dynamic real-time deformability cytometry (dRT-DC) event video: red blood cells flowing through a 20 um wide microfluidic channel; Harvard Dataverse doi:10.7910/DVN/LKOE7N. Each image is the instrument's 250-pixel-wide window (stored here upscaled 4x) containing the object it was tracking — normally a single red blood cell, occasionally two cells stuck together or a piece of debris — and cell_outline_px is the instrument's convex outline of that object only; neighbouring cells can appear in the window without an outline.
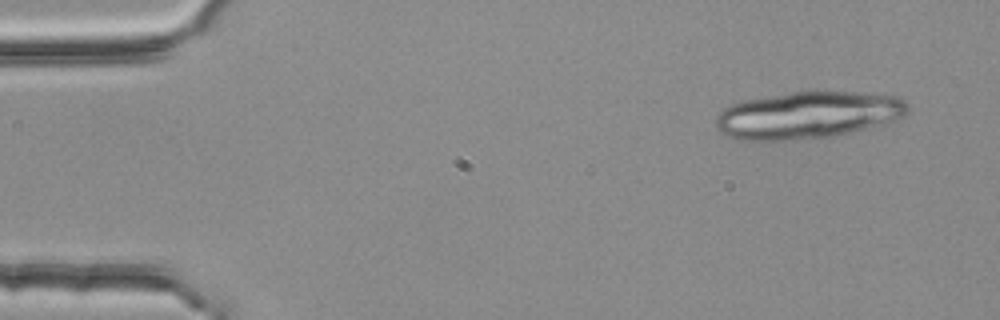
{"species": "common noctule bat (a hibernating species)", "species_latin": "Nyctalus noctula", "temperature_condition": "room temperature", "stored_images_in_passage": 5, "camera_frame_rate_fps": 3000, "um_per_image_px": 0.085, "animal": {"sex": "female", "body_mass_g": 25.1}, "frame": {"image": 1, "passage_image": 1, "time_ms": 0.0, "image_size_px": [1000, 320], "cell_outline_px": [[908, 112], [904, 116], [896, 120], [884, 124], [868, 128], [832, 136], [788, 140], [740, 140], [728, 136], [720, 132], [716, 128], [716, 116], [724, 108], [740, 100], [792, 92], [864, 92], [892, 96], [904, 100], [908, 104]], "centroid_in_image_um": [68.66, 9.78], "position_along_channel_um": 16.3, "area_um2": 52.6}}